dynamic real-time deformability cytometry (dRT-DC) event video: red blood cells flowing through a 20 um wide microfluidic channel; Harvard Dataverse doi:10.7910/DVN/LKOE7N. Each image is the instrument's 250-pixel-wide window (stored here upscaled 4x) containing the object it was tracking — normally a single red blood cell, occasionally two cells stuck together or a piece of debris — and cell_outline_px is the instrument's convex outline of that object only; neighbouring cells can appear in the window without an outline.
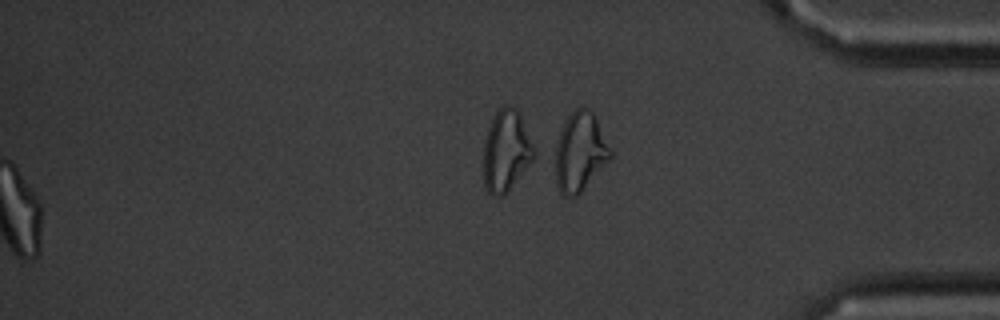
{"species": "common noctule bat (a hibernating species)", "species_latin": "Nyctalus noctula", "temperature_condition": "cold", "stored_images_in_passage": 57, "segment_of_instrument_passage": [2, 2], "camera_frame_rate_fps": 3000, "um_per_image_px": 0.085, "animal": {"sex": "male", "body_mass_g": 20.1, "forearm_length_mm": 53.5}, "frame": {"image": 1, "passage_image": 57, "time_ms": 18.667, "image_size_px": [1000, 320], "cell_outline_px": [[612, 156], [580, 192], [576, 196], [564, 196], [560, 192], [556, 184], [548, 156], [548, 152], [568, 116], [576, 108], [588, 108], [596, 116], [612, 152]], "centroid_in_image_um": [49.17, 12.92], "position_along_channel_um": 386.0, "area_um2": 26.53}}